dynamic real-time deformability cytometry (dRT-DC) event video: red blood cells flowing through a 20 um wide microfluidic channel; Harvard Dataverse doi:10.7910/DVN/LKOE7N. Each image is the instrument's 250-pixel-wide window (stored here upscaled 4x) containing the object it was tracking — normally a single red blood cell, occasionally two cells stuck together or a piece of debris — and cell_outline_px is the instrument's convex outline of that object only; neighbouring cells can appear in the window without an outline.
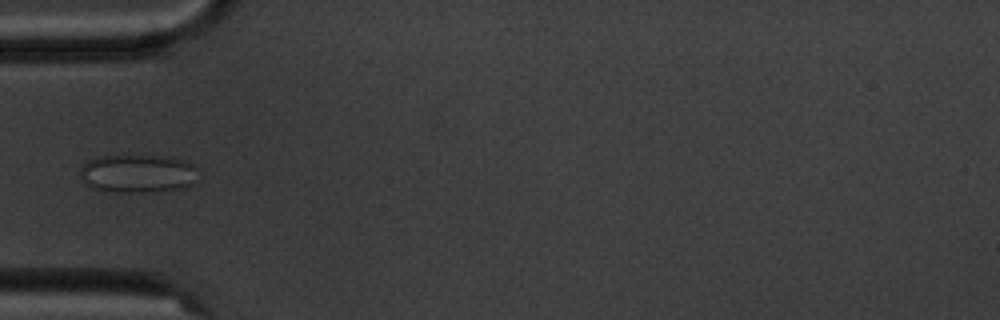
{"species": "common noctule bat (a hibernating species)", "species_latin": "Nyctalus noctula", "temperature_condition": "cold", "stored_images_in_passage": 6, "camera_frame_rate_fps": 3000, "um_per_image_px": 0.085, "animal": {"sex": "male", "body_mass_g": 20.1, "forearm_length_mm": 53.5}, "frame": {"image": 1, "passage_image": 4, "time_ms": 3.667, "image_size_px": [1000, 320], "cell_outline_px": [[196, 168], [192, 184], [180, 188], [152, 192], [120, 192], [92, 188], [80, 176], [80, 168], [88, 160], [100, 156], [136, 152], [172, 156], [188, 160], [196, 164]], "centroid_in_image_um": [11.72, 14.67], "position_along_channel_um": 73.3, "area_um2": 27.34}}
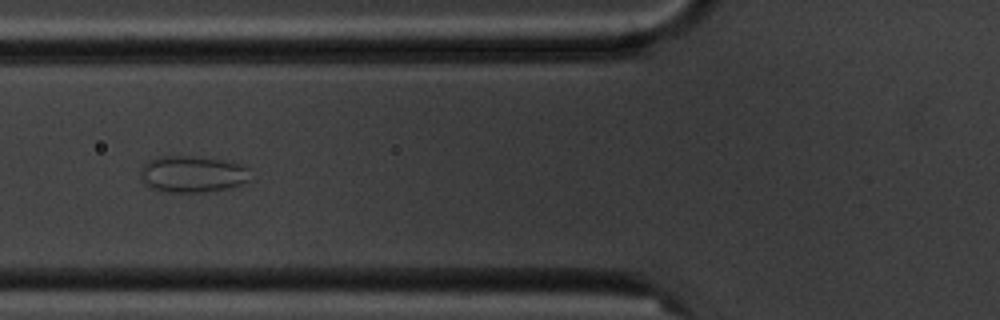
{"frame": {"image": 2, "passage_image": 5, "time_ms": 4.667, "image_size_px": [1000, 320], "cell_outline_px": [[252, 180], [240, 184], [224, 188], [200, 192], [168, 192], [152, 188], [144, 184], [140, 172], [140, 168], [148, 160], [156, 156], [192, 156], [224, 160], [244, 164], [248, 168]], "centroid_in_image_um": [16.36, 14.78], "position_along_channel_um": 109.4, "area_um2": 23.52}}